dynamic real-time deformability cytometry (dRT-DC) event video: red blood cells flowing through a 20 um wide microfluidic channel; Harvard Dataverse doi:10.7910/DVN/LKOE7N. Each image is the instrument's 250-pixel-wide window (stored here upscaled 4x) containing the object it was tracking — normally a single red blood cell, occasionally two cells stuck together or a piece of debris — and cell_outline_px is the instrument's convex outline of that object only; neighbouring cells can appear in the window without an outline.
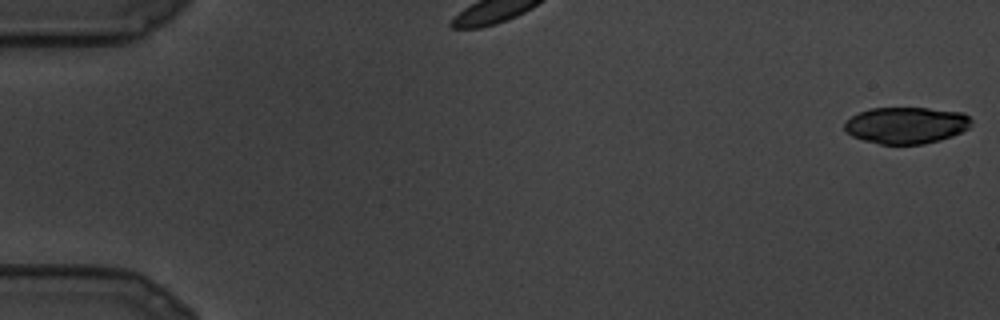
{"species": "common noctule bat (a hibernating species)", "species_latin": "Nyctalus noctula", "temperature_condition": "cold", "stored_images_in_passage": 11, "camera_frame_rate_fps": 3000, "um_per_image_px": 0.085, "animal": {"sex": "male", "body_mass_g": 19.5, "forearm_length_mm": 54.6}, "frame": {"image": 1, "passage_image": 1, "time_ms": 0.0, "image_size_px": [1000, 320], "cell_outline_px": [[972, 124], [968, 128], [952, 136], [940, 140], [924, 144], [880, 144], [864, 140], [852, 136], [844, 128], [844, 124], [852, 116], [860, 112], [872, 108], [928, 108], [964, 112], [972, 120]], "centroid_in_image_um": [77.06, 10.64], "position_along_channel_um": 7.9, "area_um2": 26.99}}